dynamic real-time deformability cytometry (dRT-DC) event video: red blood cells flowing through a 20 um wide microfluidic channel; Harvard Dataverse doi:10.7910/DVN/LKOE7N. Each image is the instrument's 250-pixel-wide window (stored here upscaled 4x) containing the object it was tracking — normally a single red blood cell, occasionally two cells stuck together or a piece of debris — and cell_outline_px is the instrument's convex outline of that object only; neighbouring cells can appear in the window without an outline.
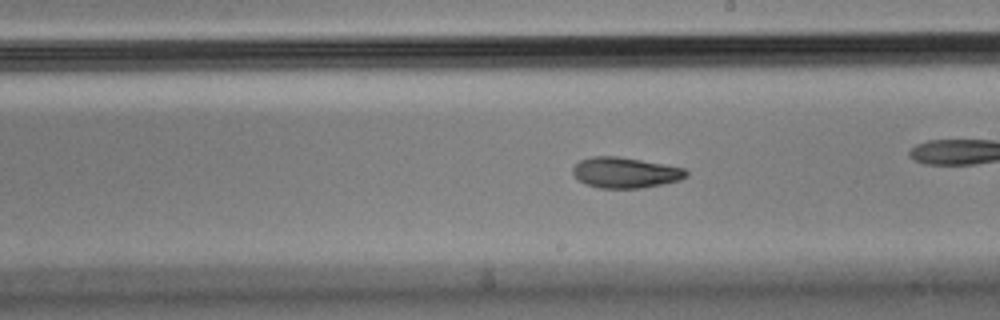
{"species": "Egyptian fruit bat (a non-hibernating species)", "species_latin": "Rousettus aegyptiacus", "temperature_condition": "cold", "stored_images_in_passage": 31, "camera_frame_rate_fps": 3000, "um_per_image_px": 0.085, "animal": {"sex": "male"}, "frame": {"image": 1, "passage_image": 18, "time_ms": 5.667, "image_size_px": [1000, 320], "cell_outline_px": [[688, 176], [680, 180], [664, 184], [640, 188], [600, 188], [584, 184], [576, 180], [572, 172], [572, 168], [580, 160], [592, 156], [616, 156], [664, 164], [684, 168], [688, 172]], "centroid_in_image_um": [53.12, 14.68], "position_along_channel_um": 235.9, "area_um2": 20.4}}